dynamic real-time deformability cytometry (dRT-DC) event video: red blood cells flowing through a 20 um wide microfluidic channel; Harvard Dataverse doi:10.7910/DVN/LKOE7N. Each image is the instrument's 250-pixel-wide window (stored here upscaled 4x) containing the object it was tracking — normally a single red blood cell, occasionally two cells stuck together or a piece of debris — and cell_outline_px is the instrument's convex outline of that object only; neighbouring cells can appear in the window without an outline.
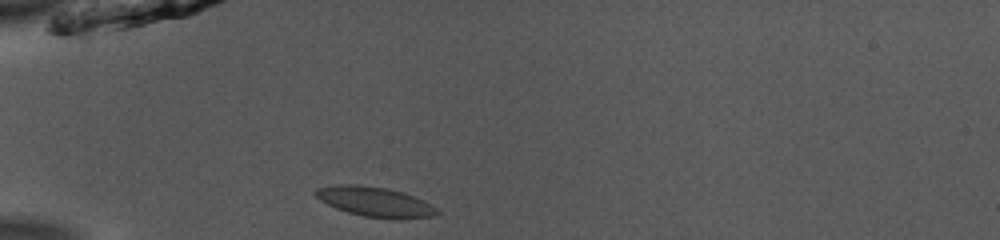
{"species": "common noctule bat (a hibernating species)", "species_latin": "Nyctalus noctula", "temperature_condition": "room temperature", "stored_images_in_passage": 37, "camera_frame_rate_fps": 3000, "um_per_image_px": 0.085, "animal": {"sex": "male", "body_mass_g": 13.0, "forearm_length_mm": 53.1}, "frame": {"image": 1, "passage_image": 1, "time_ms": 0.0, "image_size_px": [1000, 240], "cell_outline_px": [[440, 212], [436, 216], [400, 220], [364, 216], [348, 212], [336, 208], [320, 200], [312, 192], [316, 188], [336, 184], [356, 184], [388, 188], [404, 192], [424, 200], [432, 204]], "centroid_in_image_um": [31.91, 17.15], "position_along_channel_um": 53.1, "area_um2": 21.5}}
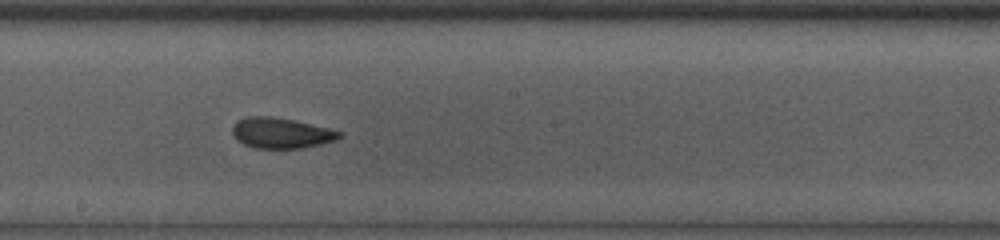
{"frame": {"image": 2, "passage_image": 15, "time_ms": 4.667, "image_size_px": [1000, 240], "cell_outline_px": [[344, 136], [336, 140], [320, 144], [300, 148], [256, 148], [244, 144], [236, 140], [232, 132], [232, 128], [236, 120], [248, 116], [268, 116], [292, 120], [328, 128], [344, 132]], "centroid_in_image_um": [23.89, 11.31], "position_along_channel_um": 224.3, "area_um2": 19.02}}
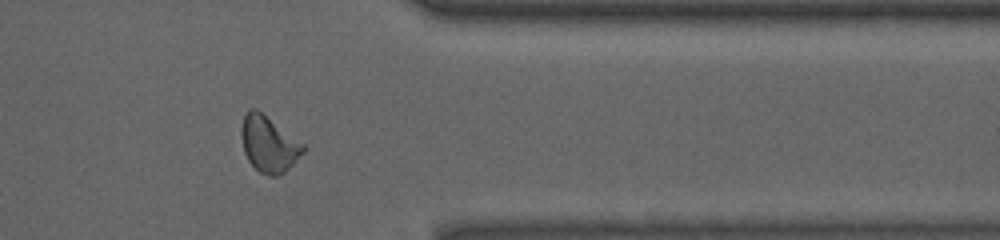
{"frame": {"image": 3, "passage_image": 28, "time_ms": 9.0, "image_size_px": [1000, 240], "cell_outline_px": [[304, 152], [280, 176], [268, 176], [260, 172], [248, 160], [244, 152], [240, 132], [240, 128], [244, 116], [248, 108], [256, 108], [304, 144]], "centroid_in_image_um": [22.81, 12.24], "position_along_channel_um": 388.6, "area_um2": 20.06}, "authors_computed_cell_mechanics": {"area_um2": 19.4786, "velocity_mm_per_s": 3.9563, "shape_relaxation_time_tau1_ms": 6.0318, "shape_relaxation_time_tau2_ms": 1.1398, "deformation_change_tau1": 0.1149, "deformation_change_tau2": 0.047}}